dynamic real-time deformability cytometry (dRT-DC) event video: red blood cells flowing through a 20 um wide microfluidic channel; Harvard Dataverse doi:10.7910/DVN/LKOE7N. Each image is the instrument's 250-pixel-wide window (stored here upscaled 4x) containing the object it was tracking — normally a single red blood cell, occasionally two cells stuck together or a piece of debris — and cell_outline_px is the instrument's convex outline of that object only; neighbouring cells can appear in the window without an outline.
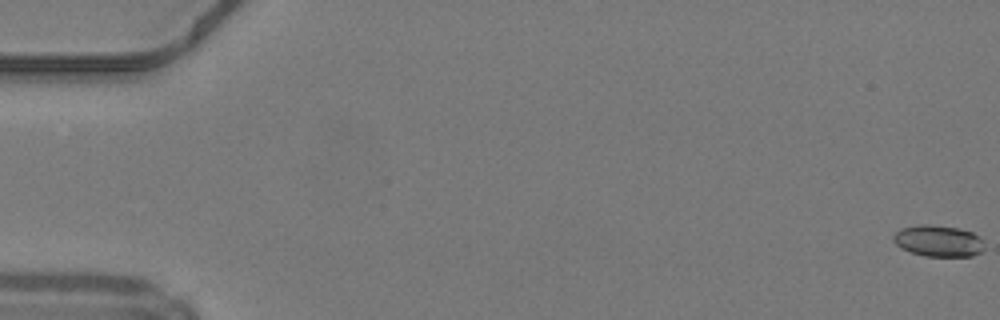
{"species": "common noctule bat (a hibernating species)", "species_latin": "Nyctalus noctula", "temperature_condition": "warm", "stored_images_in_passage": 50, "camera_frame_rate_fps": 3000, "um_per_image_px": 0.085, "animal": {"sex": "male", "body_mass_g": 19.2, "forearm_length_mm": 51.8}, "frame": {"image": 1, "passage_image": 1, "time_ms": 0.0, "image_size_px": [1000, 320], "cell_outline_px": [[984, 248], [980, 252], [972, 256], [924, 256], [900, 248], [892, 240], [892, 236], [900, 228], [920, 224], [928, 224], [956, 228], [972, 232], [984, 240]], "centroid_in_image_um": [79.74, 20.47], "position_along_channel_um": 5.3, "area_um2": 16.7}}
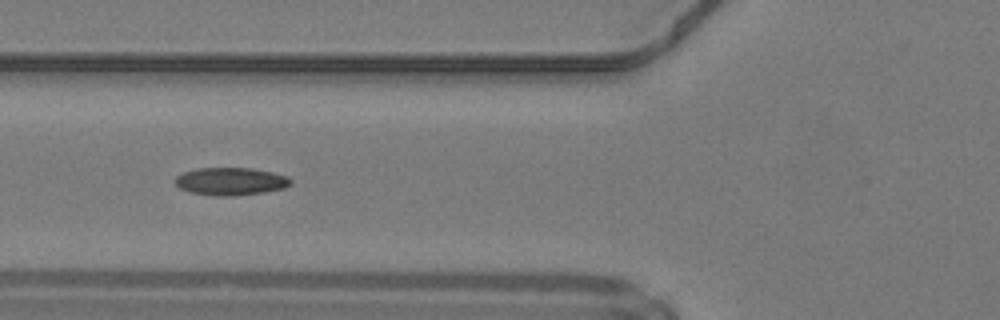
{"frame": {"image": 2, "passage_image": 20, "time_ms": 6.333, "image_size_px": [1000, 320], "cell_outline_px": [[292, 184], [284, 188], [264, 192], [232, 196], [216, 196], [192, 192], [180, 188], [172, 180], [176, 176], [184, 172], [196, 168], [252, 168], [272, 172], [288, 176], [292, 180]], "centroid_in_image_um": [19.62, 15.41], "position_along_channel_um": 106.2, "area_um2": 18.73}}
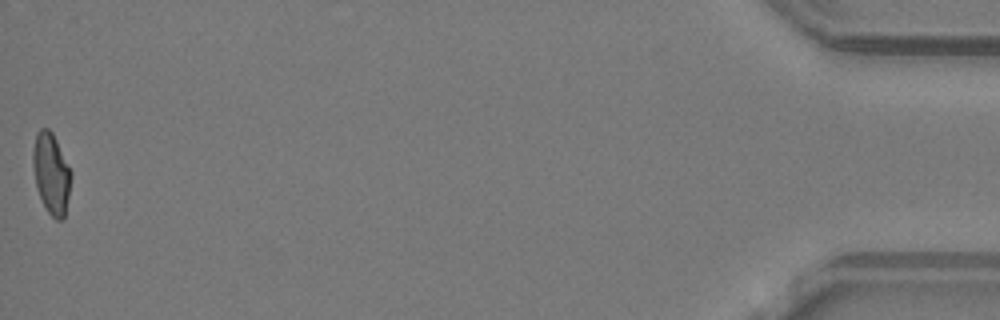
{"frame": {"image": 3, "passage_image": 50, "time_ms": 16.333, "image_size_px": [1000, 320], "cell_outline_px": [[72, 176], [64, 220], [56, 220], [48, 212], [40, 196], [36, 184], [32, 164], [32, 152], [36, 132], [40, 128], [48, 128], [52, 132], [72, 172]], "centroid_in_image_um": [4.36, 14.73], "position_along_channel_um": 430.8, "area_um2": 17.98}, "authors_computed_cell_mechanics": {"area_um2": 17.8891, "velocity_mm_per_s": 4.2492, "shape_relaxation_time_tau1_ms": 10.4172, "shape_relaxation_time_tau2_ms": 2.6086, "deformation_change_tau1": 0.2303, "deformation_change_tau2": 0.0798}}